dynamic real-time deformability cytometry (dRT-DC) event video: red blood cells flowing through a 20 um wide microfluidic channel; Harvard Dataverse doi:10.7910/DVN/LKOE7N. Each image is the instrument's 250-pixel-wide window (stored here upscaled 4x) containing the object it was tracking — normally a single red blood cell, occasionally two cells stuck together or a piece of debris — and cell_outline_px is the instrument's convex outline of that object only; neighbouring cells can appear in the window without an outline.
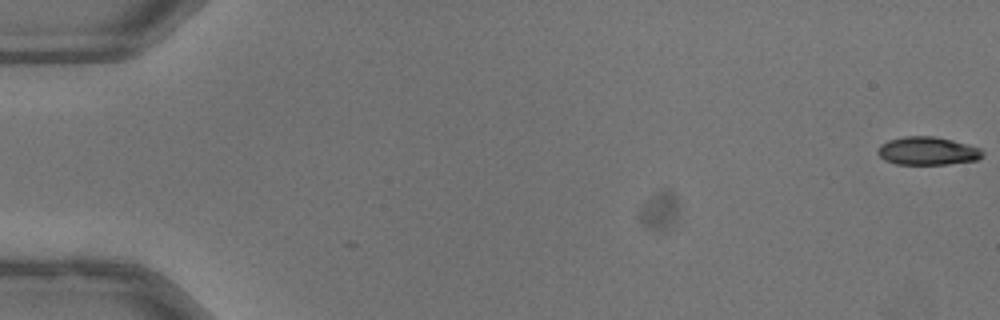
{"species": "common noctule bat (a hibernating species)", "species_latin": "Nyctalus noctula", "temperature_condition": "warm", "stored_images_in_passage": 3, "camera_frame_rate_fps": 3000, "um_per_image_px": 0.085, "animal": {"sex": "male", "body_mass_g": 13.3}, "frame": {"image": 1, "passage_image": 3, "time_ms": 0.667, "image_size_px": [1000, 320], "cell_outline_px": [[984, 156], [976, 160], [948, 164], [896, 164], [884, 160], [876, 152], [880, 144], [888, 140], [904, 136], [936, 136], [968, 144], [980, 148], [984, 152]], "centroid_in_image_um": [78.84, 12.82], "position_along_channel_um": 6.2, "area_um2": 17.34}}